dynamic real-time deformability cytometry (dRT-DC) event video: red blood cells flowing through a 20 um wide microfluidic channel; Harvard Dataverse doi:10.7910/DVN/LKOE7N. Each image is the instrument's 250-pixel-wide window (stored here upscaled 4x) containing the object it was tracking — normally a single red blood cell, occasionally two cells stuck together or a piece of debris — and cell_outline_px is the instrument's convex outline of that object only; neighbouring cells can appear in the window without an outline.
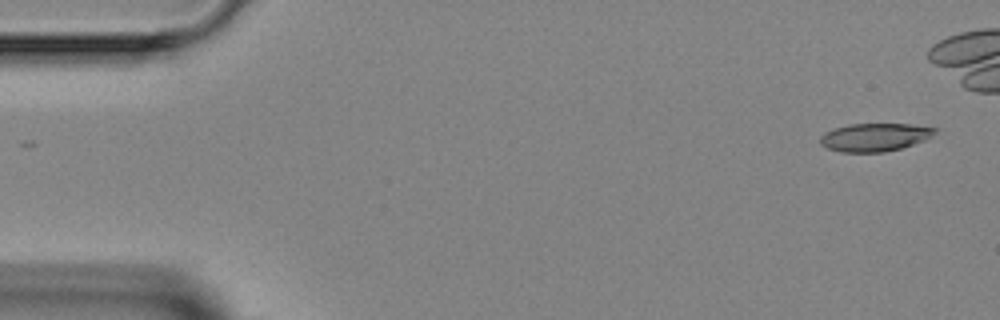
{"species": "Egyptian fruit bat (a non-hibernating species)", "species_latin": "Rousettus aegyptiacus", "temperature_condition": "room temperature", "stored_images_in_passage": 5, "camera_frame_rate_fps": 3000, "um_per_image_px": 0.085, "animal": {"sex": "female"}, "frame": {"image": 1, "passage_image": 1, "time_ms": 0.0, "image_size_px": [1000, 320], "cell_outline_px": [[940, 128], [936, 132], [924, 140], [900, 148], [884, 152], [840, 152], [828, 148], [820, 144], [820, 136], [824, 132], [832, 128], [848, 124], [912, 124]], "centroid_in_image_um": [74.33, 11.65], "position_along_channel_um": 10.7, "area_um2": 18.84}}